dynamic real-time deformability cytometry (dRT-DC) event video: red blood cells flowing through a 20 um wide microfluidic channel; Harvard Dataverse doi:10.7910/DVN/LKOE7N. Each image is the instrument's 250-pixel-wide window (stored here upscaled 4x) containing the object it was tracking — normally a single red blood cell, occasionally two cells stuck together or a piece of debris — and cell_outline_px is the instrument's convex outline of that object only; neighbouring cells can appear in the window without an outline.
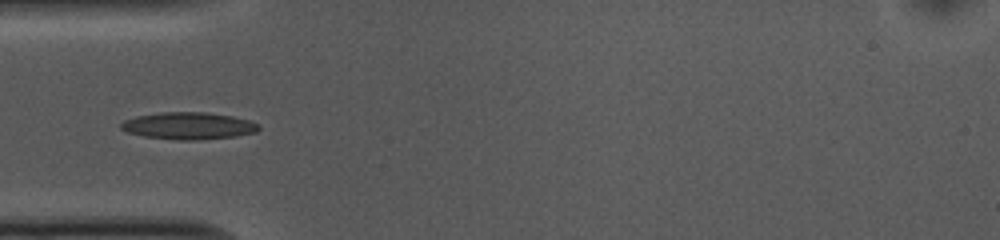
{"species": "common noctule bat (a hibernating species)", "species_latin": "Nyctalus noctula", "temperature_condition": "cold", "stored_images_in_passage": 12, "camera_frame_rate_fps": 3000, "um_per_image_px": 0.085, "animal": {"sex": "female", "body_mass_g": 10.0, "forearm_length_mm": 53.1}, "frame": {"image": 1, "passage_image": 6, "time_ms": 1.667, "image_size_px": [1000, 240], "cell_outline_px": [[260, 128], [256, 132], [236, 136], [196, 140], [180, 140], [144, 136], [128, 132], [120, 128], [120, 124], [124, 120], [136, 116], [160, 112], [204, 112], [232, 116], [248, 120], [260, 124]], "centroid_in_image_um": [16.03, 10.69], "position_along_channel_um": 69.0, "area_um2": 21.68}}
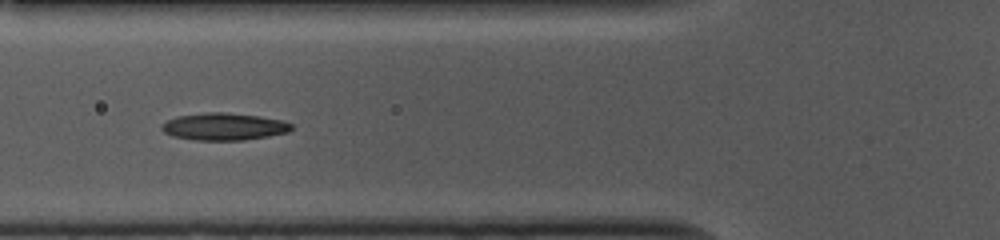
{"frame": {"image": 2, "passage_image": 9, "time_ms": 2.667, "image_size_px": [1000, 240], "cell_outline_px": [[292, 128], [288, 132], [268, 136], [244, 140], [196, 140], [172, 136], [164, 132], [160, 128], [160, 124], [176, 116], [208, 112], [224, 112], [260, 116], [284, 120], [292, 124]], "centroid_in_image_um": [19.02, 10.75], "position_along_channel_um": 106.8, "area_um2": 20.69}}